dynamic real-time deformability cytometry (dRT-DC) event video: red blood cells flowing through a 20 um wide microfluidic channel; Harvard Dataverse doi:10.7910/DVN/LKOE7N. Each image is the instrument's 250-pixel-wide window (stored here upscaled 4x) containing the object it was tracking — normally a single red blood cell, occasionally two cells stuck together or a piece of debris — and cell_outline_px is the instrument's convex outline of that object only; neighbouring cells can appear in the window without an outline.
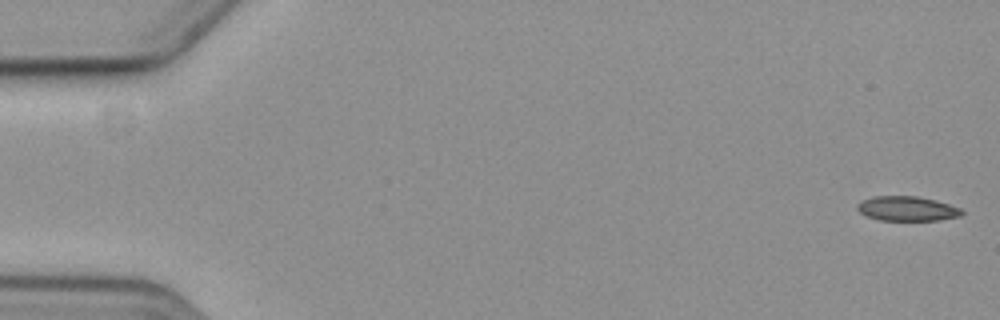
{"species": "common noctule bat (a hibernating species)", "species_latin": "Nyctalus noctula", "temperature_condition": "cold", "stored_images_in_passage": 4, "camera_frame_rate_fps": 3000, "um_per_image_px": 0.085, "animal": {"sex": "female", "body_mass_g": 19.3, "forearm_length_mm": 54.1}, "frame": {"image": 1, "passage_image": 1, "time_ms": 0.0, "image_size_px": [1000, 320], "cell_outline_px": [[964, 212], [960, 216], [940, 220], [880, 220], [868, 216], [860, 212], [856, 208], [856, 204], [872, 196], [916, 196], [936, 200], [960, 208]], "centroid_in_image_um": [77.1, 17.73], "position_along_channel_um": 7.9, "area_um2": 14.91}}